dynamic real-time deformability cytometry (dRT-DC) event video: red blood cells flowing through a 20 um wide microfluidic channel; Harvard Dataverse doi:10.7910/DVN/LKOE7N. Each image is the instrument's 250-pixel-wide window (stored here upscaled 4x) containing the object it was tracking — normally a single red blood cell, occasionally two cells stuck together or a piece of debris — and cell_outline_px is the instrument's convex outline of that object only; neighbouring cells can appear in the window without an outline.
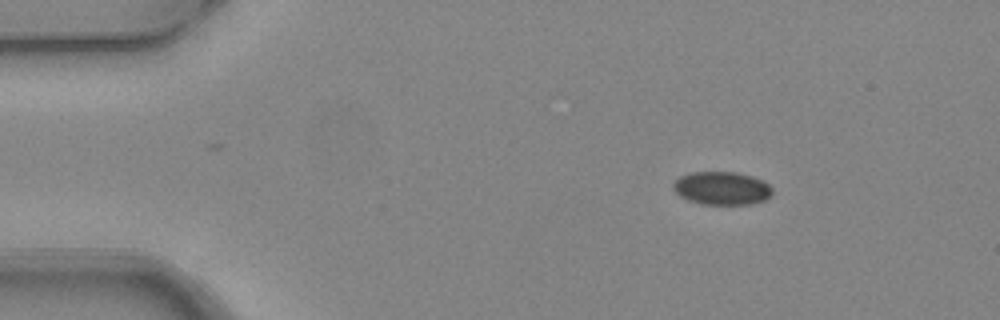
{"species": "common noctule bat (a hibernating species)", "species_latin": "Nyctalus noctula", "temperature_condition": "warm", "stored_images_in_passage": 3, "camera_frame_rate_fps": 3000, "um_per_image_px": 0.085, "animal": {"sex": "female", "body_mass_g": 24.6, "forearm_length_mm": 56.2}, "frame": {"image": 1, "passage_image": 1, "time_ms": 0.0, "image_size_px": [1000, 320], "cell_outline_px": [[772, 192], [764, 200], [752, 204], [700, 204], [688, 200], [680, 196], [672, 188], [672, 184], [680, 176], [688, 172], [736, 172], [752, 176], [768, 184], [772, 188]], "centroid_in_image_um": [61.31, 15.99], "position_along_channel_um": 23.7, "area_um2": 19.13}}
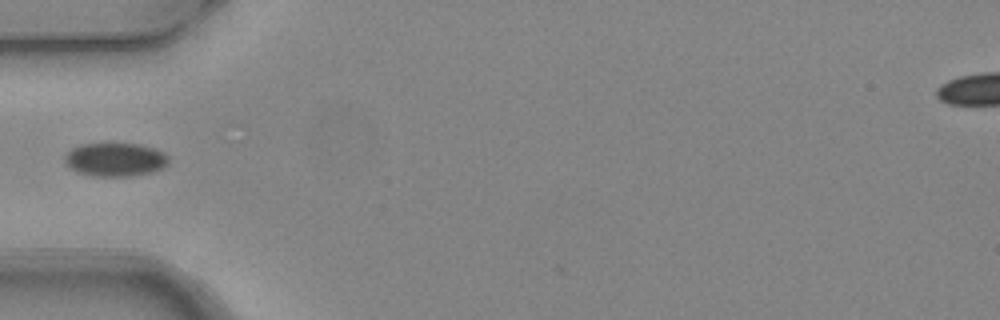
{"frame": {"image": 2, "passage_image": 3, "time_ms": 0.667, "image_size_px": [1000, 320], "cell_outline_px": [[168, 164], [164, 168], [152, 172], [128, 176], [92, 176], [76, 172], [68, 168], [64, 160], [64, 156], [72, 148], [80, 144], [140, 144], [156, 148], [164, 152], [168, 156]], "centroid_in_image_um": [9.79, 13.57], "position_along_channel_um": 75.2, "area_um2": 20.52}}